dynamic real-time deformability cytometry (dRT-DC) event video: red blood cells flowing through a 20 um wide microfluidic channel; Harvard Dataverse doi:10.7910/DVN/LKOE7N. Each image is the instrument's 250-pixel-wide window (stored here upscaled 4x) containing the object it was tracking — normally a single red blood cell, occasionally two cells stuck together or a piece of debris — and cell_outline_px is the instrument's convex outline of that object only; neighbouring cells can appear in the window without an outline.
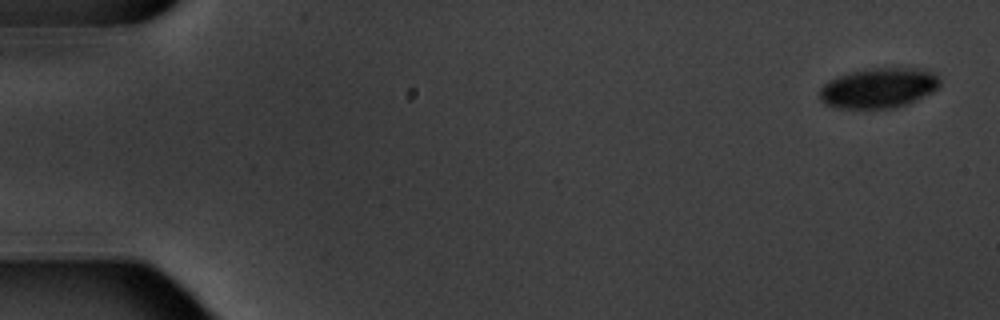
{"species": "common noctule bat (a hibernating species)", "species_latin": "Nyctalus noctula", "temperature_condition": "warm", "stored_images_in_passage": 6, "camera_frame_rate_fps": 3000, "um_per_image_px": 0.085, "animal": {"sex": "male", "body_mass_g": 20.1, "forearm_length_mm": 53.5}, "frame": {"image": 1, "passage_image": 1, "time_ms": 0.0, "image_size_px": [1000, 320], "cell_outline_px": [[940, 84], [932, 92], [896, 108], [836, 108], [824, 104], [820, 100], [820, 88], [828, 80], [848, 72], [872, 68], [920, 68], [936, 72], [940, 80]], "centroid_in_image_um": [74.67, 7.47], "position_along_channel_um": 10.3, "area_um2": 28.21}}
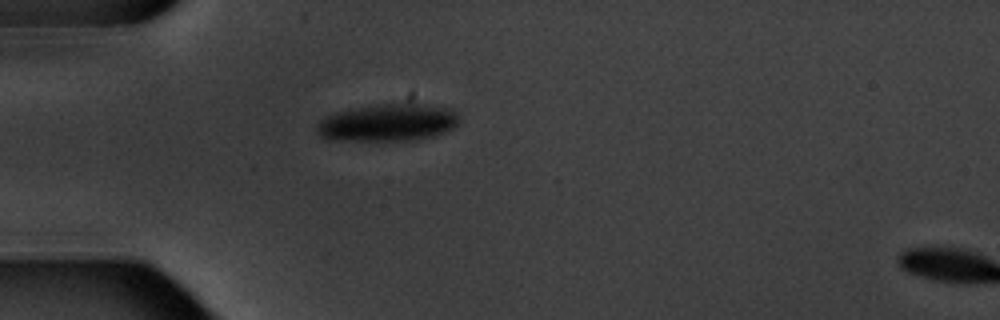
{"frame": {"image": 2, "passage_image": 5, "time_ms": 5.0, "image_size_px": [1000, 320], "cell_outline_px": [[460, 120], [452, 128], [436, 136], [416, 140], [328, 140], [320, 136], [316, 132], [316, 124], [320, 120], [336, 112], [376, 104], [424, 104], [452, 108], [456, 112]], "centroid_in_image_um": [32.98, 10.43], "position_along_channel_um": 52.0, "area_um2": 31.04}}